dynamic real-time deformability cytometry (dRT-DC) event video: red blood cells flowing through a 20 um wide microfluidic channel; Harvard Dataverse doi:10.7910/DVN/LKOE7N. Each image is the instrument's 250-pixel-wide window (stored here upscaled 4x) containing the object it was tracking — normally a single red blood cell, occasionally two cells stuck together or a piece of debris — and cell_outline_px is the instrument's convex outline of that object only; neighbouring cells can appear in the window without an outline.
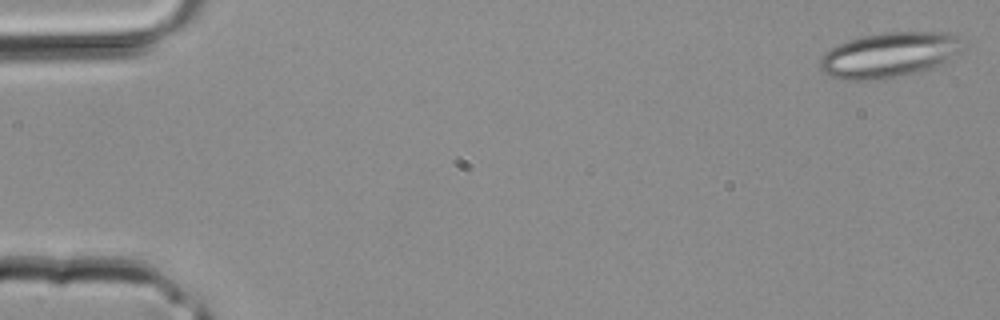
{"species": "common noctule bat (a hibernating species)", "species_latin": "Nyctalus noctula", "temperature_condition": "room temperature", "stored_images_in_passage": 4, "camera_frame_rate_fps": 3000, "um_per_image_px": 0.085, "animal": {"sex": "male", "body_mass_g": 20.4}, "frame": {"image": 1, "passage_image": 1, "time_ms": 0.0, "image_size_px": [1000, 320], "cell_outline_px": [[964, 48], [960, 52], [936, 68], [920, 72], [884, 80], [840, 80], [828, 76], [820, 68], [820, 60], [824, 52], [836, 44], [848, 40], [864, 36], [884, 32], [956, 32]], "centroid_in_image_um": [75.6, 4.68], "position_along_channel_um": 9.4, "area_um2": 38.38}}